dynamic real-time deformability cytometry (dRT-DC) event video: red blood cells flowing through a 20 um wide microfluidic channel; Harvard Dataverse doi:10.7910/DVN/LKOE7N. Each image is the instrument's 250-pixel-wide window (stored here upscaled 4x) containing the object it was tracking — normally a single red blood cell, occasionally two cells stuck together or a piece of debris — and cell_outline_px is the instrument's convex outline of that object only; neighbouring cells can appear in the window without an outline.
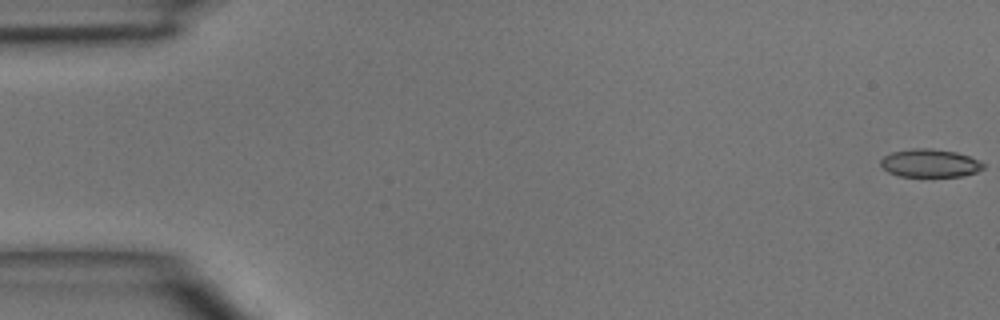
{"species": "common noctule bat (a hibernating species)", "species_latin": "Nyctalus noctula", "temperature_condition": "room temperature", "stored_images_in_passage": 5, "camera_frame_rate_fps": 3000, "um_per_image_px": 0.085, "animal": {"sex": "male", "body_mass_g": 15.6}, "frame": {"image": 1, "passage_image": 1, "time_ms": 0.0, "image_size_px": [1000, 320], "cell_outline_px": [[984, 168], [976, 172], [964, 176], [900, 176], [888, 172], [880, 164], [880, 160], [884, 156], [892, 152], [912, 148], [932, 148], [956, 152], [968, 156], [984, 164]], "centroid_in_image_um": [79.02, 13.86], "position_along_channel_um": 6.0, "area_um2": 16.7}}
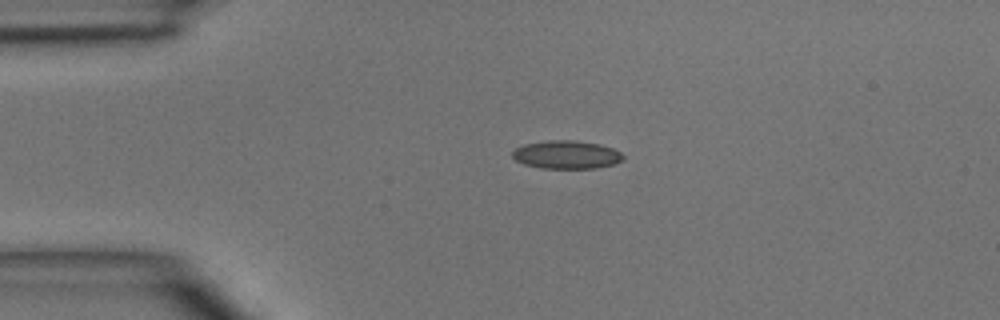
{"frame": {"image": 2, "passage_image": 4, "time_ms": 3.333, "image_size_px": [1000, 320], "cell_outline_px": [[624, 160], [612, 164], [596, 168], [540, 168], [524, 164], [516, 160], [512, 156], [512, 152], [516, 148], [524, 144], [552, 140], [572, 140], [600, 144], [612, 148], [620, 152], [624, 156]], "centroid_in_image_um": [48.16, 13.15], "position_along_channel_um": 36.8, "area_um2": 18.09}}